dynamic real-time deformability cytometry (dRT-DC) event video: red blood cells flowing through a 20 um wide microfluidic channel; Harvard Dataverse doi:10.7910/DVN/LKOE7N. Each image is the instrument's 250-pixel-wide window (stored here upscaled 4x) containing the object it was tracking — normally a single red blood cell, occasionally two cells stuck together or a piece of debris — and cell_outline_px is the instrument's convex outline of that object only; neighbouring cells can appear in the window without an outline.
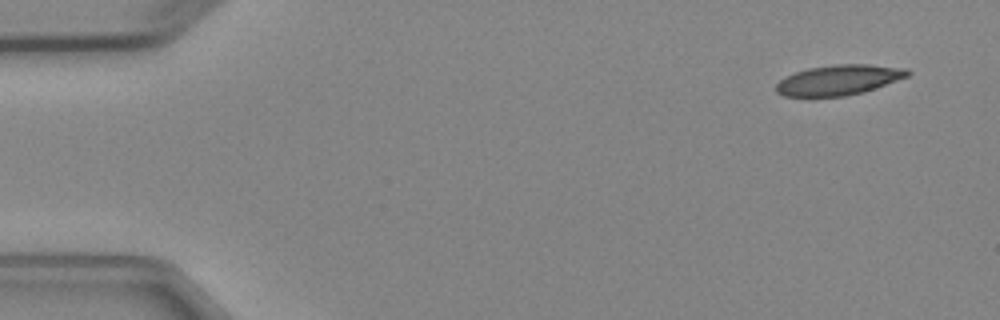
{"species": "Egyptian fruit bat (a non-hibernating species)", "species_latin": "Rousettus aegyptiacus", "temperature_condition": "cold", "stored_images_in_passage": 3, "camera_frame_rate_fps": 3000, "um_per_image_px": 0.085, "animal": {"sex": "female"}, "frame": {"image": 1, "passage_image": 1, "time_ms": 0.0, "image_size_px": [1000, 320], "cell_outline_px": [[912, 72], [908, 76], [864, 92], [844, 96], [784, 96], [776, 92], [776, 84], [784, 76], [808, 68], [836, 64], [868, 64], [908, 68]], "centroid_in_image_um": [71.31, 6.79], "position_along_channel_um": 13.7, "area_um2": 23.12}}
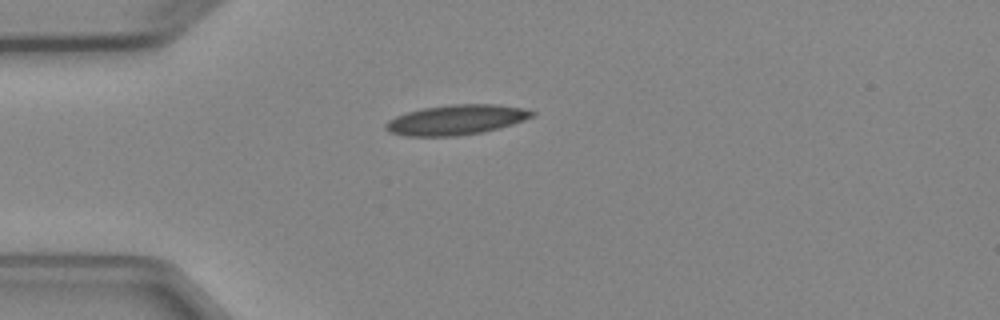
{"frame": {"image": 2, "passage_image": 3, "time_ms": 3.333, "image_size_px": [1000, 320], "cell_outline_px": [[536, 112], [532, 116], [524, 120], [512, 124], [480, 132], [456, 136], [408, 136], [388, 132], [384, 128], [384, 124], [388, 120], [396, 116], [408, 112], [424, 108], [452, 104], [496, 104], [524, 108]], "centroid_in_image_um": [38.75, 10.18], "position_along_channel_um": 46.3, "area_um2": 25.37}}